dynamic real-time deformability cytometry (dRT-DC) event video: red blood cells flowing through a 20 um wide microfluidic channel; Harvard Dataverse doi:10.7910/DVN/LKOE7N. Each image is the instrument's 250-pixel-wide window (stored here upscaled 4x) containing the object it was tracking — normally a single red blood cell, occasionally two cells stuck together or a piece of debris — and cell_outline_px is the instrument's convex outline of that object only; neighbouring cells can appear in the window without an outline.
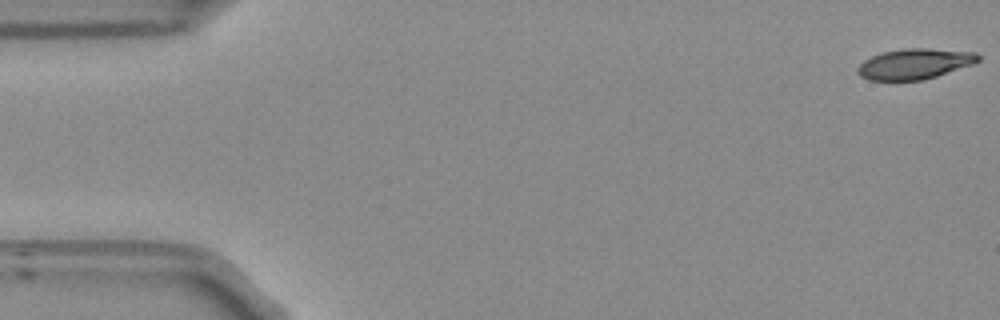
{"species": "Egyptian fruit bat (a non-hibernating species)", "species_latin": "Rousettus aegyptiacus", "temperature_condition": "room temperature", "stored_images_in_passage": 55, "segment_of_instrument_passage": [1, 2], "camera_frame_rate_fps": 3000, "um_per_image_px": 0.085, "frame": {"image": 1, "passage_image": 1, "time_ms": 0.0, "image_size_px": [1000, 320], "cell_outline_px": [[980, 60], [972, 64], [924, 80], [868, 80], [860, 76], [856, 72], [856, 68], [864, 60], [880, 52], [904, 48], [928, 48], [976, 52], [980, 56]], "centroid_in_image_um": [77.71, 5.42], "position_along_channel_um": 7.3, "area_um2": 21.5}}
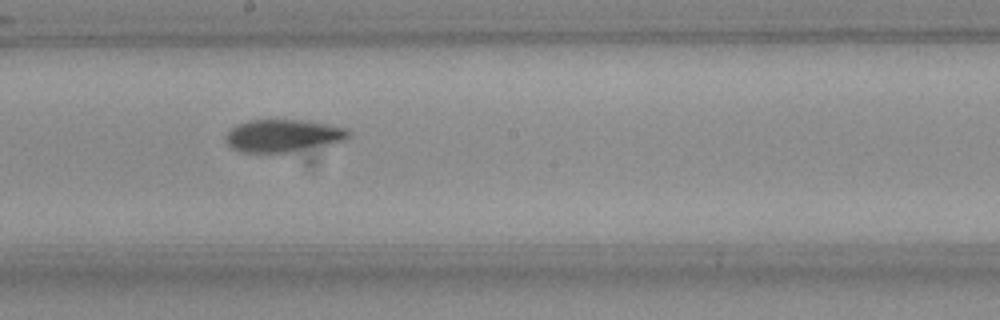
{"frame": {"image": 2, "passage_image": 29, "time_ms": 9.333, "image_size_px": [1000, 320], "cell_outline_px": [[352, 136], [348, 140], [288, 152], [240, 152], [232, 148], [224, 140], [224, 136], [236, 124], [248, 120], [308, 120], [328, 124], [344, 128], [352, 132]], "centroid_in_image_um": [24.07, 11.52], "position_along_channel_um": 224.1, "area_um2": 23.41}}
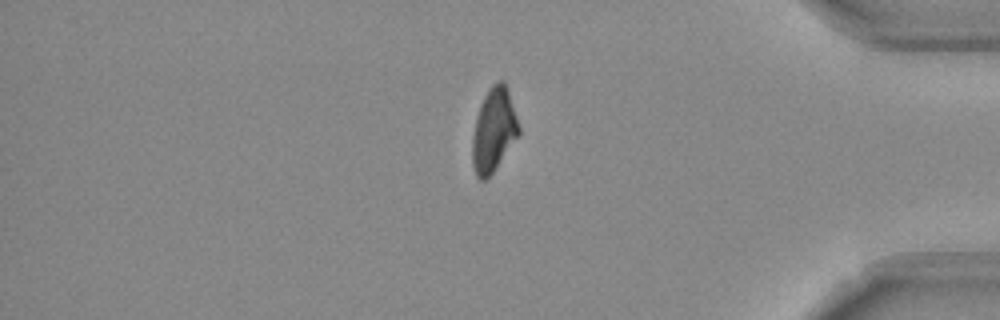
{"frame": {"image": 3, "passage_image": 45, "time_ms": 14.667, "image_size_px": [1000, 320], "cell_outline_px": [[520, 132], [492, 172], [484, 180], [480, 180], [476, 176], [472, 164], [472, 136], [476, 116], [480, 104], [484, 96], [492, 84], [496, 80], [504, 80], [508, 88], [520, 128]], "centroid_in_image_um": [41.95, 11.0], "position_along_channel_um": 393.3, "area_um2": 22.48}}